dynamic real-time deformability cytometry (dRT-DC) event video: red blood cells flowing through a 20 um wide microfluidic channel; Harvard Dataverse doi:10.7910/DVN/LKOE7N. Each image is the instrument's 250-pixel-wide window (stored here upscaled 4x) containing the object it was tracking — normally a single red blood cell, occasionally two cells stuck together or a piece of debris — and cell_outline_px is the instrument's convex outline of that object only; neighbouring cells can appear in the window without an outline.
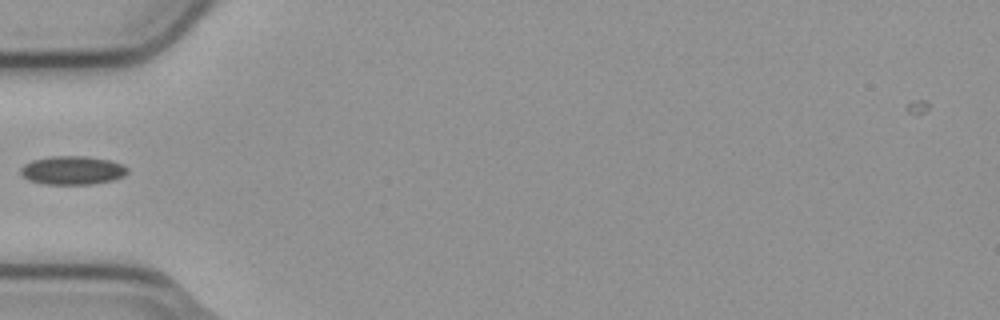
{"species": "common noctule bat (a hibernating species)", "species_latin": "Nyctalus noctula", "temperature_condition": "cold", "stored_images_in_passage": 6, "camera_frame_rate_fps": 3000, "um_per_image_px": 0.085, "animal": {"sex": "male", "body_mass_g": 23.1, "forearm_length_mm": 52.7}, "frame": {"image": 1, "passage_image": 6, "time_ms": 1.667, "image_size_px": [1000, 320], "cell_outline_px": [[128, 172], [124, 176], [112, 180], [92, 184], [44, 184], [28, 180], [20, 172], [20, 168], [24, 164], [32, 160], [52, 156], [84, 156], [108, 160], [120, 164], [128, 168]], "centroid_in_image_um": [6.13, 14.48], "position_along_channel_um": 78.9, "area_um2": 17.69}}